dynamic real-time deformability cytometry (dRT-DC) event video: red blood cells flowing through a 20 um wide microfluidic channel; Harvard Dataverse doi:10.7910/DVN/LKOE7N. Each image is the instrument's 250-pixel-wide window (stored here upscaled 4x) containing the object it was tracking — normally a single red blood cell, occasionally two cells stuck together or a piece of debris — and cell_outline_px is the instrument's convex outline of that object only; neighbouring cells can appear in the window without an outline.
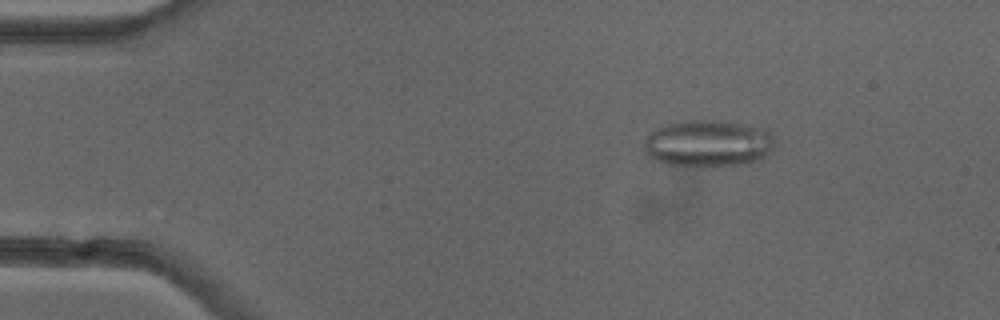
{"species": "common noctule bat (a hibernating species)", "species_latin": "Nyctalus noctula", "temperature_condition": "cold", "stored_images_in_passage": 51, "camera_frame_rate_fps": 3000, "um_per_image_px": 0.085, "animal": {"sex": "female"}, "frame": {"image": 1, "passage_image": 8, "time_ms": 2.333, "image_size_px": [1000, 320], "cell_outline_px": [[772, 152], [760, 160], [744, 164], [712, 168], [668, 164], [656, 160], [644, 148], [644, 140], [656, 128], [668, 124], [684, 120], [720, 120], [768, 128], [772, 136]], "centroid_in_image_um": [60.25, 12.2], "position_along_channel_um": 24.8, "area_um2": 36.13}}
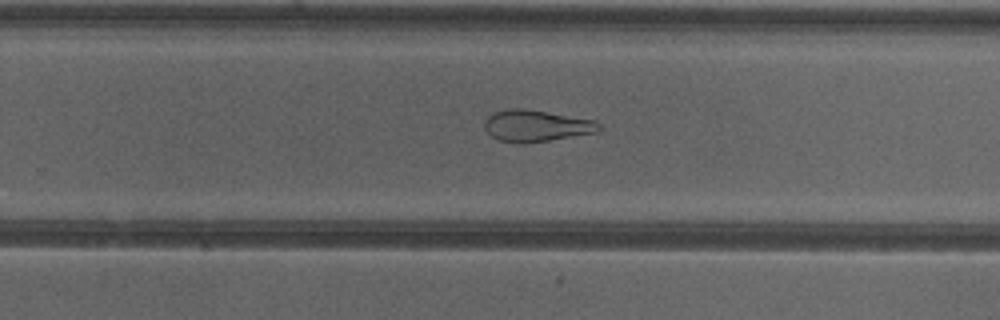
{"frame": {"image": 2, "passage_image": 33, "time_ms": 10.667, "image_size_px": [1000, 320], "cell_outline_px": [[604, 128], [596, 132], [524, 144], [520, 144], [500, 140], [492, 136], [484, 128], [484, 120], [488, 116], [496, 112], [508, 108], [524, 108], [596, 120]], "centroid_in_image_um": [45.58, 10.69], "position_along_channel_um": 284.2, "area_um2": 21.1}}
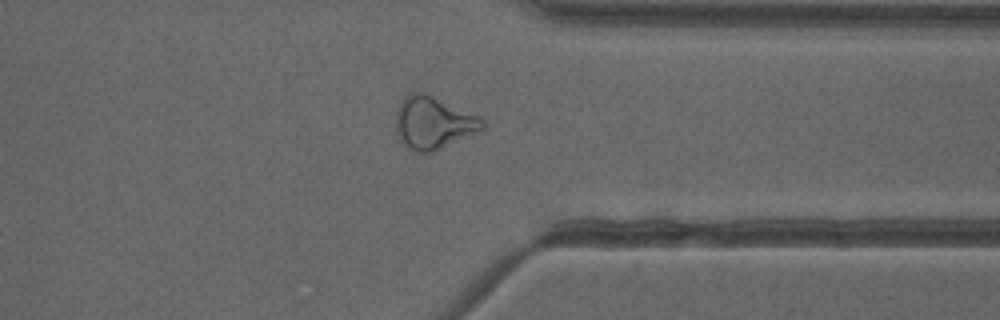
{"frame": {"image": 3, "passage_image": 40, "time_ms": 13.0, "image_size_px": [1000, 320], "cell_outline_px": [[484, 128], [480, 132], [432, 152], [416, 152], [408, 148], [404, 144], [396, 132], [396, 112], [400, 100], [404, 96], [412, 92], [428, 92], [480, 116], [484, 120]], "centroid_in_image_um": [36.85, 10.4], "position_along_channel_um": 374.5, "area_um2": 26.99}, "authors_computed_cell_mechanics": {"area_um2": 28.3798, "velocity_mm_per_s": 4.0004, "shape_relaxation_time_tau1_ms": null, "shape_relaxation_time_tau2_ms": 2.9879, "deformation_change_tau1": null, "deformation_change_tau2": 0.1235}}